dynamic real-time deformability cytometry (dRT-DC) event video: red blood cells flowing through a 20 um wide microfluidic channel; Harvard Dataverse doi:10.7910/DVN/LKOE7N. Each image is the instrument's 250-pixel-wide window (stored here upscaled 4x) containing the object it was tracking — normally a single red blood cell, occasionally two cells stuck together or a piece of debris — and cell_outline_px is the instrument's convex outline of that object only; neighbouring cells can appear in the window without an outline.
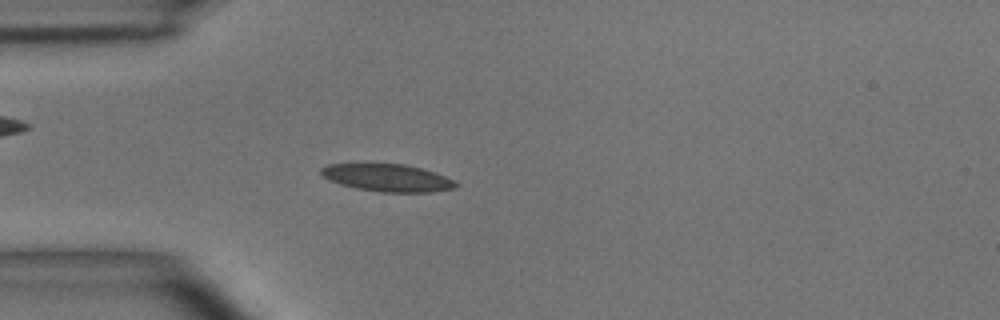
{"species": "common noctule bat (a hibernating species)", "species_latin": "Nyctalus noctula", "temperature_condition": "room temperature", "stored_images_in_passage": 50, "camera_frame_rate_fps": 3000, "um_per_image_px": 0.085, "animal": {"sex": "male", "body_mass_g": 15.6}, "frame": {"image": 1, "passage_image": 13, "time_ms": 4.0, "image_size_px": [1000, 320], "cell_outline_px": [[460, 184], [456, 188], [432, 192], [380, 192], [356, 188], [340, 184], [328, 180], [320, 172], [320, 168], [328, 164], [364, 160], [404, 164], [436, 172]], "centroid_in_image_um": [32.85, 15.05], "position_along_channel_um": 52.2, "area_um2": 22.6}}
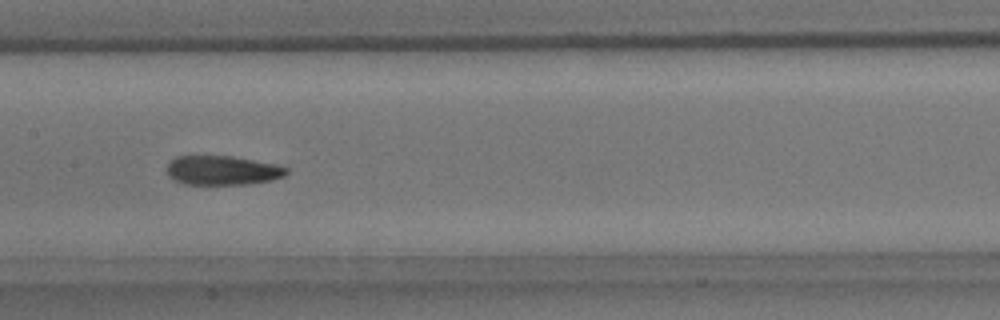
{"frame": {"image": 2, "passage_image": 24, "time_ms": 7.667, "image_size_px": [1000, 320], "cell_outline_px": [[288, 172], [284, 176], [272, 180], [244, 184], [184, 184], [168, 176], [168, 164], [176, 156], [232, 156], [276, 164], [288, 168]], "centroid_in_image_um": [18.93, 14.48], "position_along_channel_um": 188.5, "area_um2": 20.23}}
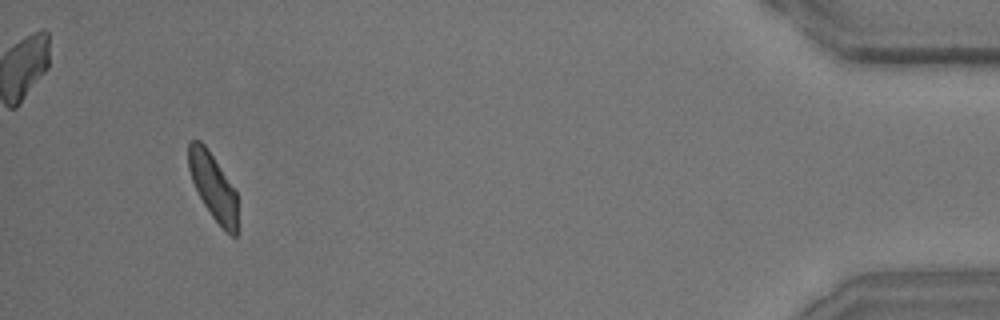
{"frame": {"image": 3, "passage_image": 47, "time_ms": 15.333, "image_size_px": [1000, 320], "cell_outline_px": [[236, 236], [232, 236], [212, 216], [204, 204], [192, 180], [188, 168], [188, 144], [192, 140], [200, 140], [204, 144], [236, 188]], "centroid_in_image_um": [18.1, 15.79], "position_along_channel_um": 417.1, "area_um2": 18.61}, "authors_computed_cell_mechanics": {"area_um2": 20.7213, "velocity_mm_per_s": 3.9089, "shape_relaxation_time_tau1_ms": 4.7889, "shape_relaxation_time_tau2_ms": 2.2509, "deformation_change_tau1": 0.1406, "deformation_change_tau2": 0.0736}}